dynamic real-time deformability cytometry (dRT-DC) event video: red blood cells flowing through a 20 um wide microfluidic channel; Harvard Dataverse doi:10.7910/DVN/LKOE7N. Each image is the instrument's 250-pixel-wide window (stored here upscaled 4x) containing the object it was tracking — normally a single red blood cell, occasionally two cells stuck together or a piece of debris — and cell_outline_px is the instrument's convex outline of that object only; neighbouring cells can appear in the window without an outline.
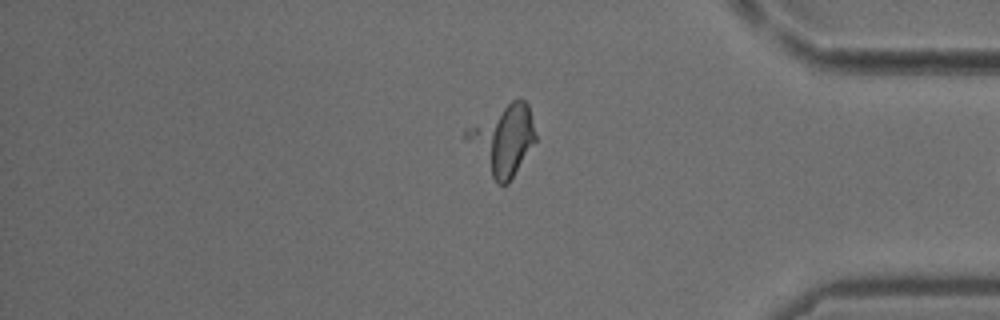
{"species": "common noctule bat (a hibernating species)", "species_latin": "Nyctalus noctula", "temperature_condition": "cold", "stored_images_in_passage": 40, "camera_frame_rate_fps": 3000, "um_per_image_px": 0.085, "animal": {"sex": "male", "body_mass_g": 18.8}, "frame": {"image": 1, "passage_image": 38, "time_ms": 12.333, "image_size_px": [1000, 320], "cell_outline_px": [[536, 140], [508, 184], [496, 184], [464, 140], [464, 132], [468, 128], [512, 100], [520, 96], [528, 104], [536, 136]], "centroid_in_image_um": [42.75, 11.88], "position_along_channel_um": 392.5, "area_um2": 27.8}}